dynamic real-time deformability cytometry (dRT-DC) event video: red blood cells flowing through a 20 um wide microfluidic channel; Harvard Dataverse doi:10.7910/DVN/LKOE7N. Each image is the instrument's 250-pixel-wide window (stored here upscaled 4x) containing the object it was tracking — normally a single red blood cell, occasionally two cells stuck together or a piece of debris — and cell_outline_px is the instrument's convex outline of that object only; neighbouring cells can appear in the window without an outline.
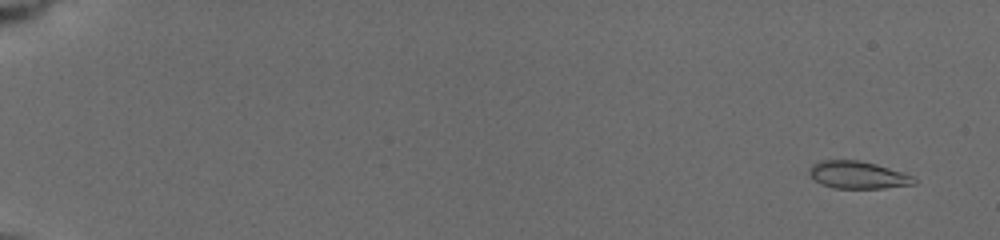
{"species": "common noctule bat (a hibernating species)", "species_latin": "Nyctalus noctula", "temperature_condition": "cold", "stored_images_in_passage": 9, "camera_frame_rate_fps": 3000, "um_per_image_px": 0.085, "animal": {"sex": "female", "body_mass_g": 19.5, "forearm_length_mm": 54.1}, "frame": {"image": 1, "passage_image": 2, "time_ms": 1.0, "image_size_px": [1000, 240], "cell_outline_px": [[916, 184], [884, 188], [832, 188], [816, 180], [808, 172], [808, 168], [812, 164], [820, 160], [860, 160], [876, 164], [912, 176], [916, 180]], "centroid_in_image_um": [72.89, 14.86], "position_along_channel_um": 12.1, "area_um2": 16.59}}
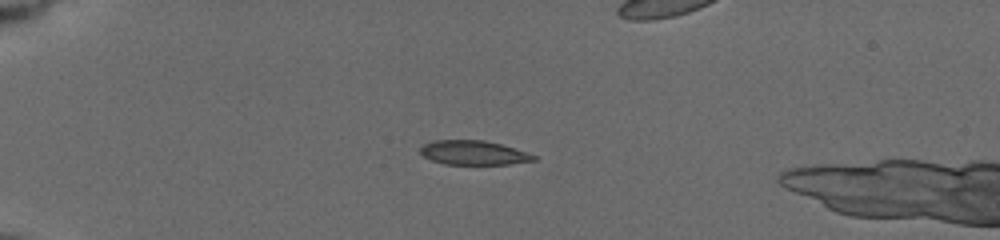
{"frame": {"image": 2, "passage_image": 7, "time_ms": 5.333, "image_size_px": [1000, 240], "cell_outline_px": [[536, 160], [508, 164], [444, 164], [432, 160], [424, 156], [420, 152], [420, 148], [424, 144], [436, 140], [484, 140], [500, 144], [528, 152], [536, 156]], "centroid_in_image_um": [40.26, 12.98], "position_along_channel_um": 44.7, "area_um2": 15.9}}